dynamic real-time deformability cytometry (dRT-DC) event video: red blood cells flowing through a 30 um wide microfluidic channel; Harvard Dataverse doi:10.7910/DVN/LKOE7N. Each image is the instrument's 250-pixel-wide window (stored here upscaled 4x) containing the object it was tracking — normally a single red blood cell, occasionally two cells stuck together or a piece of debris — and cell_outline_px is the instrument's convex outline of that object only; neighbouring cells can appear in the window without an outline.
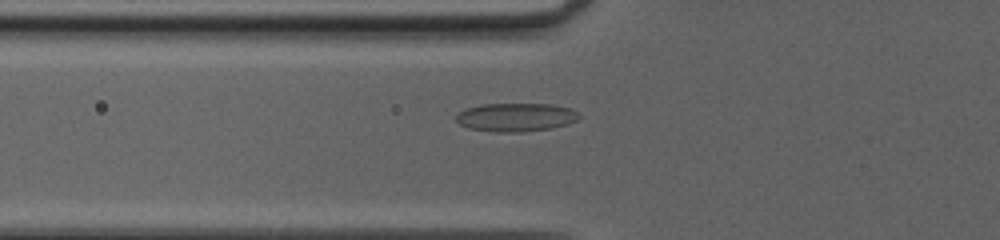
{"species": "common noctule bat (a hibernating species)", "species_latin": "Nyctalus noctula", "temperature_condition": "cold", "stored_images_in_passage": 46, "camera_frame_rate_fps": 3000, "um_per_image_px": 0.085, "animal": {"sex": "female", "body_mass_g": 20.0, "forearm_length_mm": 54.0}, "frame": {"image": 1, "passage_image": 15, "time_ms": 4.667, "image_size_px": [1000, 240], "cell_outline_px": [[580, 116], [576, 120], [568, 124], [552, 128], [520, 132], [492, 132], [468, 128], [460, 124], [456, 120], [456, 116], [460, 112], [468, 108], [484, 104], [552, 104], [572, 108]], "centroid_in_image_um": [43.86, 9.97], "position_along_channel_um": 81.9, "area_um2": 20.35}}
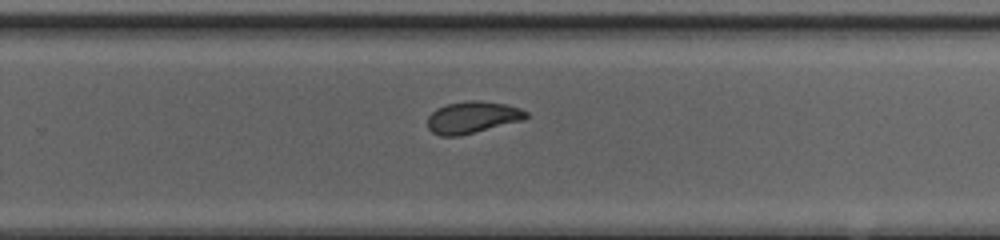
{"frame": {"image": 2, "passage_image": 30, "time_ms": 9.667, "image_size_px": [1000, 240], "cell_outline_px": [[528, 116], [524, 120], [460, 136], [440, 136], [432, 132], [428, 128], [428, 116], [436, 108], [448, 104], [468, 100], [480, 100], [504, 104], [520, 108], [528, 112]], "centroid_in_image_um": [40.16, 9.98], "position_along_channel_um": 289.6, "area_um2": 18.38}}
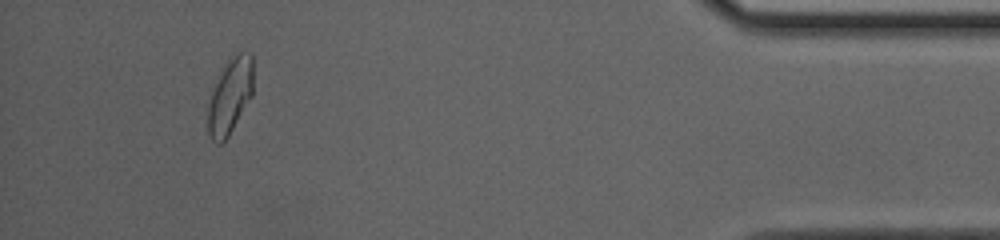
{"frame": {"image": 3, "passage_image": 43, "time_ms": 14.0, "image_size_px": [1000, 240], "cell_outline_px": [[252, 96], [228, 136], [220, 144], [216, 144], [208, 136], [208, 104], [212, 92], [228, 56], [236, 52], [248, 52], [252, 56]], "centroid_in_image_um": [19.55, 8.15], "position_along_channel_um": 415.7, "area_um2": 19.88}, "authors_computed_cell_mechanics": {"area_um2": 19.1607, "velocity_mm_per_s": 4.1446, "shape_relaxation_time_tau1_ms": null, "shape_relaxation_time_tau2_ms": 1.1095, "deformation_change_tau1": null, "deformation_change_tau2": 0.0605}}